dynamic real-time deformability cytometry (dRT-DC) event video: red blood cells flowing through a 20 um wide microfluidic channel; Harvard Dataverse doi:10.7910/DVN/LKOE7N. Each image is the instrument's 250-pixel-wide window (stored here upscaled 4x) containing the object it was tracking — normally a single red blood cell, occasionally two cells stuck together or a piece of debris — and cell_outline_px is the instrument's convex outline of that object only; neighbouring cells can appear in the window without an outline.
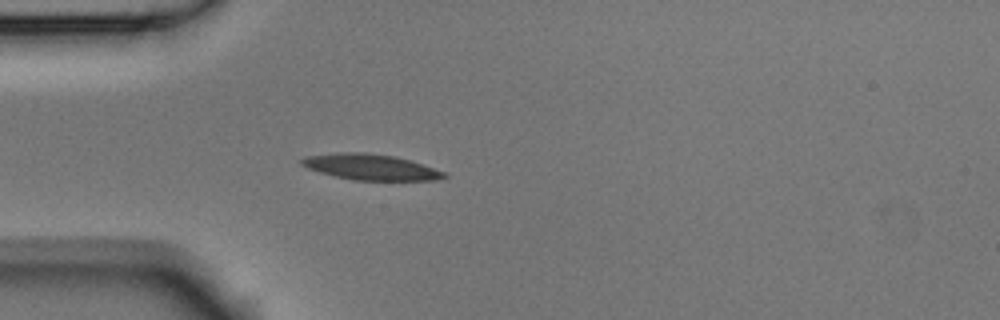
{"species": "Egyptian fruit bat (a non-hibernating species)", "species_latin": "Rousettus aegyptiacus", "temperature_condition": "room temperature", "stored_images_in_passage": 4, "camera_frame_rate_fps": 3000, "um_per_image_px": 0.085, "animal": {"sex": "male"}, "frame": {"image": 1, "passage_image": 4, "time_ms": 1.0, "image_size_px": [1000, 320], "cell_outline_px": [[448, 176], [436, 180], [352, 180], [320, 172], [308, 168], [300, 164], [300, 160], [304, 156], [336, 152], [364, 152], [396, 156], [412, 160], [448, 172]], "centroid_in_image_um": [31.54, 14.18], "position_along_channel_um": 53.5, "area_um2": 21.73}}